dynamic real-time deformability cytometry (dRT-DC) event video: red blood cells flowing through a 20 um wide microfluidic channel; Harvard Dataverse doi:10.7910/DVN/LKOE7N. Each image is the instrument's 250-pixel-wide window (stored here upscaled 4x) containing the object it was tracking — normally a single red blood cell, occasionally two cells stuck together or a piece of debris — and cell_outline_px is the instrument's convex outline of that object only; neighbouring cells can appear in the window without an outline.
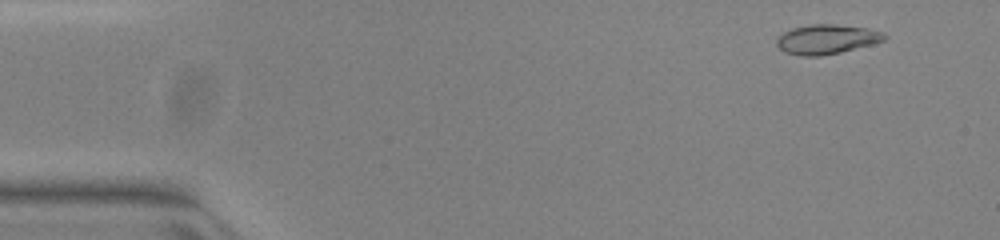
{"species": "common noctule bat (a hibernating species)", "species_latin": "Nyctalus noctula", "temperature_condition": "warm", "stored_images_in_passage": 51, "camera_frame_rate_fps": 3000, "um_per_image_px": 0.085, "animal": {"sex": "female", "body_mass_g": 23.0, "forearm_length_mm": 53.4}, "frame": {"image": 1, "passage_image": 4, "time_ms": 1.0, "image_size_px": [1000, 240], "cell_outline_px": [[888, 36], [884, 40], [872, 44], [840, 52], [820, 56], [804, 56], [784, 52], [776, 44], [776, 40], [784, 32], [792, 28], [808, 24], [836, 24], [868, 28], [884, 32]], "centroid_in_image_um": [70.28, 3.32], "position_along_channel_um": 14.7, "area_um2": 18.55}}
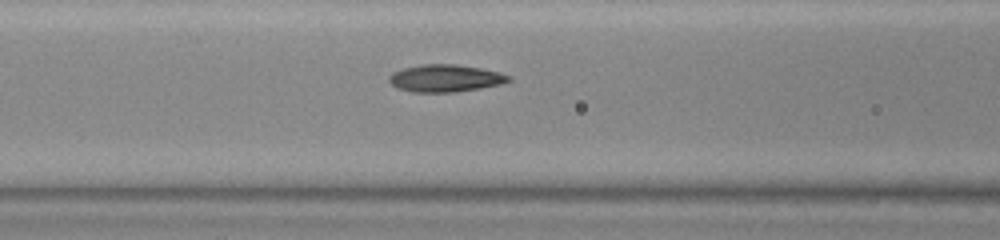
{"frame": {"image": 2, "passage_image": 21, "time_ms": 6.667, "image_size_px": [1000, 240], "cell_outline_px": [[512, 80], [500, 84], [480, 88], [452, 92], [412, 92], [396, 88], [388, 80], [388, 76], [392, 72], [404, 68], [424, 64], [456, 64], [480, 68], [500, 72], [512, 76]], "centroid_in_image_um": [37.85, 6.65], "position_along_channel_um": 128.8, "area_um2": 19.07}}
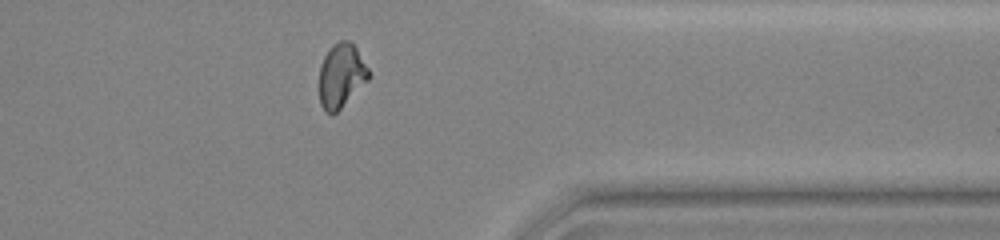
{"frame": {"image": 3, "passage_image": 41, "time_ms": 13.333, "image_size_px": [1000, 240], "cell_outline_px": [[372, 76], [332, 116], [320, 104], [320, 64], [328, 48], [332, 44], [340, 40], [348, 40], [356, 48], [368, 68]], "centroid_in_image_um": [29.0, 6.4], "position_along_channel_um": 382.4, "area_um2": 18.32}, "authors_computed_cell_mechanics": {"area_um2": 18.3804, "velocity_mm_per_s": 3.9904, "shape_relaxation_time_tau1_ms": null, "shape_relaxation_time_tau2_ms": 1.7527, "deformation_change_tau1": null, "deformation_change_tau2": 0.073}}